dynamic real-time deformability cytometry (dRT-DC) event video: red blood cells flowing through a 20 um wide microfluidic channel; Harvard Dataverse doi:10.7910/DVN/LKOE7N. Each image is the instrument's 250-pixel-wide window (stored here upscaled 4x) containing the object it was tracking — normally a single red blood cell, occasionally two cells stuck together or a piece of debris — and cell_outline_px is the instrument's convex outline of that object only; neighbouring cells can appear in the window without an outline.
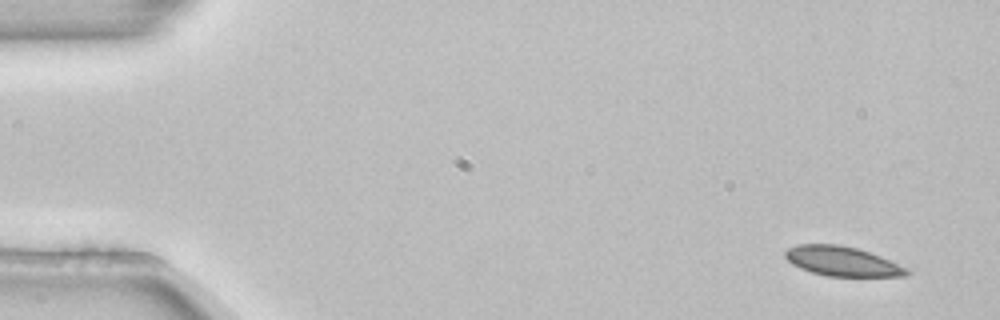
{"species": "common noctule bat (a hibernating species)", "species_latin": "Nyctalus noctula", "temperature_condition": "room temperature", "stored_images_in_passage": 4, "camera_frame_rate_fps": 3000, "um_per_image_px": 0.085, "animal": {"sex": "female", "body_mass_g": 22.7, "forearm_length_mm": 54.2}, "frame": {"image": 1, "passage_image": 1, "time_ms": 0.0, "image_size_px": [1000, 320], "cell_outline_px": [[912, 272], [908, 276], [828, 276], [812, 272], [800, 268], [792, 264], [784, 256], [784, 252], [788, 248], [796, 244], [836, 244], [856, 248], [880, 256]], "centroid_in_image_um": [71.53, 22.2], "position_along_channel_um": 13.5, "area_um2": 20.69}}
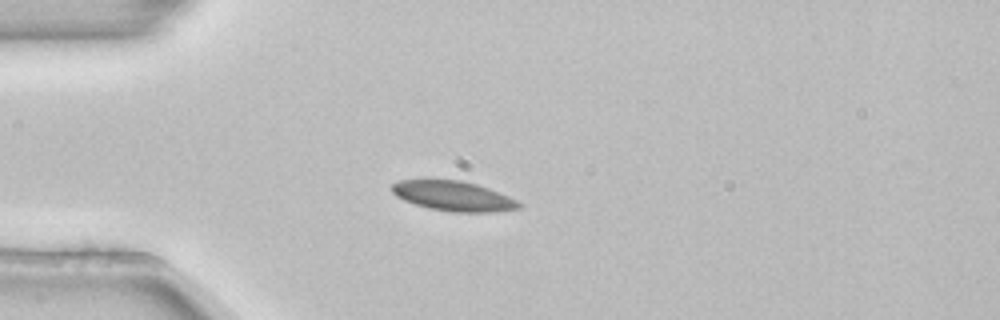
{"frame": {"image": 2, "passage_image": 4, "time_ms": 1.0, "image_size_px": [1000, 320], "cell_outline_px": [[524, 208], [492, 212], [452, 212], [428, 208], [404, 200], [396, 196], [392, 192], [392, 184], [400, 180], [460, 180], [476, 184], [488, 188], [508, 196], [524, 204]], "centroid_in_image_um": [38.58, 16.67], "position_along_channel_um": 46.4, "area_um2": 22.08}}